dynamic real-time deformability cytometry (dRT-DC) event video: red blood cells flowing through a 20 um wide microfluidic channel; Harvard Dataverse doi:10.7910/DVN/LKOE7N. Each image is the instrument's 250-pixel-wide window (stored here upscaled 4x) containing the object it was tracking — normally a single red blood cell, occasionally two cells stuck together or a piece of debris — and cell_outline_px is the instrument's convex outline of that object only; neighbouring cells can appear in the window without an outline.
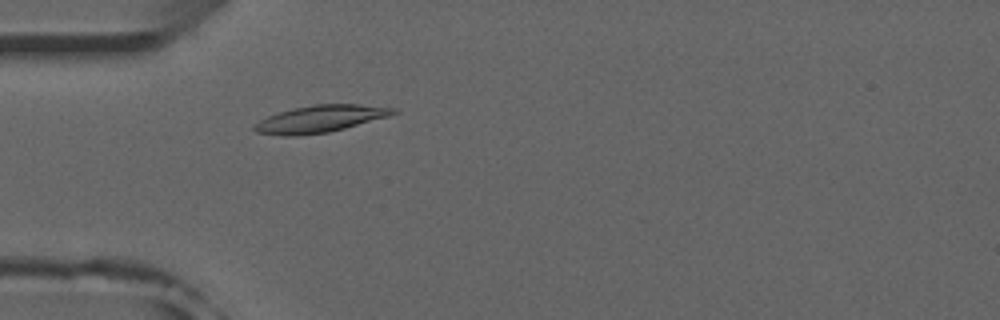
{"species": "common noctule bat (a hibernating species)", "species_latin": "Nyctalus noctula", "temperature_condition": "room temperature", "stored_images_in_passage": 51, "camera_frame_rate_fps": 3000, "um_per_image_px": 0.085, "animal": {"sex": "male", "forearm_length_mm": 52.5}, "frame": {"image": 1, "passage_image": 14, "time_ms": 4.333, "image_size_px": [1000, 320], "cell_outline_px": [[400, 112], [388, 116], [344, 128], [328, 132], [296, 136], [284, 136], [256, 132], [252, 128], [252, 124], [268, 116], [292, 108], [316, 104], [360, 104], [396, 108]], "centroid_in_image_um": [27.2, 10.1], "position_along_channel_um": 57.8, "area_um2": 21.85}}
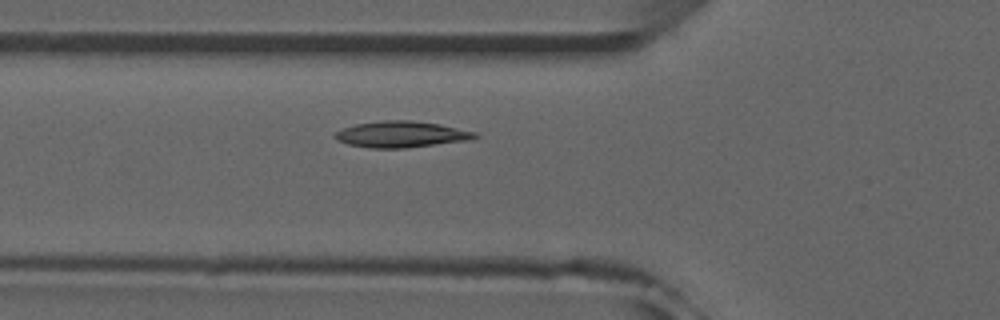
{"frame": {"image": 2, "passage_image": 17, "time_ms": 5.333, "image_size_px": [1000, 320], "cell_outline_px": [[480, 136], [472, 140], [404, 148], [368, 148], [348, 144], [336, 140], [332, 136], [340, 128], [356, 124], [384, 120], [412, 120], [440, 124], [476, 132]], "centroid_in_image_um": [34.1, 11.42], "position_along_channel_um": 91.7, "area_um2": 21.62}}
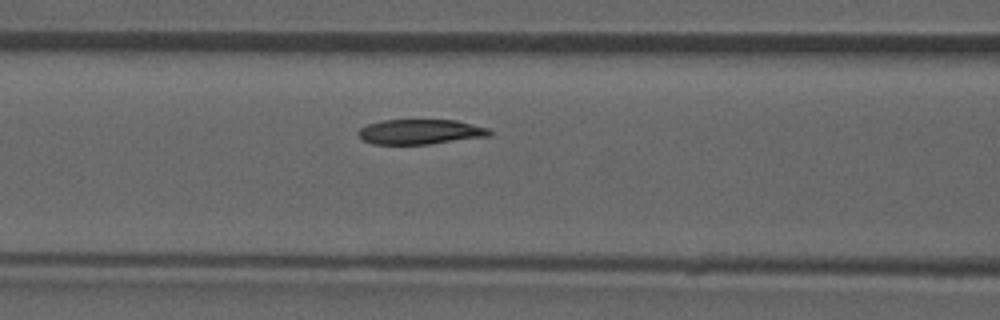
{"frame": {"image": 3, "passage_image": 20, "time_ms": 6.333, "image_size_px": [1000, 320], "cell_outline_px": [[492, 136], [428, 144], [372, 144], [364, 140], [356, 132], [360, 128], [368, 124], [380, 120], [456, 120], [488, 128], [492, 132]], "centroid_in_image_um": [35.73, 11.2], "position_along_channel_um": 130.9, "area_um2": 19.13}, "authors_computed_cell_mechanics": {"area_um2": 20.4034, "velocity_mm_per_s": 3.8899, "shape_relaxation_time_tau1_ms": 10.0326, "shape_relaxation_time_tau2_ms": 2.1268, "deformation_change_tau1": 0.1984, "deformation_change_tau2": 0.0604}}